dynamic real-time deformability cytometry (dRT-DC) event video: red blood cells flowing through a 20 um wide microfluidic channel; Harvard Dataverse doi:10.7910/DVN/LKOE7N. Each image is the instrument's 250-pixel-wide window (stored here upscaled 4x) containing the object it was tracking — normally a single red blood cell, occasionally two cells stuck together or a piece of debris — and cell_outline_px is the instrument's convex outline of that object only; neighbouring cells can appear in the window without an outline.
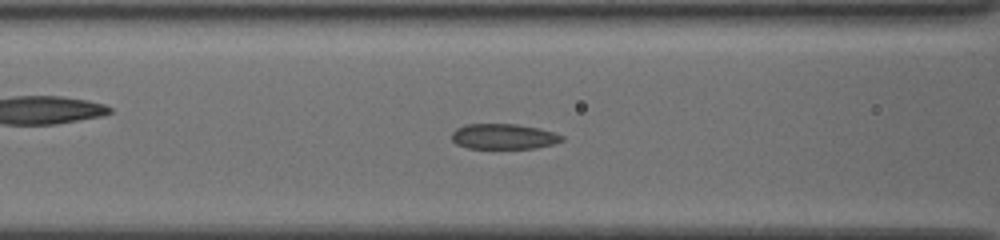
{"species": "common noctule bat (a hibernating species)", "species_latin": "Nyctalus noctula", "temperature_condition": "cold", "stored_images_in_passage": 51, "camera_frame_rate_fps": 3000, "um_per_image_px": 0.085, "animal": {"sex": "female", "body_mass_g": 19.5, "forearm_length_mm": 54.1}, "frame": {"image": 1, "passage_image": 20, "time_ms": 6.333, "image_size_px": [1000, 240], "cell_outline_px": [[564, 140], [552, 144], [536, 148], [468, 148], [456, 144], [452, 140], [452, 132], [456, 128], [464, 124], [516, 124], [540, 128], [564, 136]], "centroid_in_image_um": [42.79, 11.59], "position_along_channel_um": 123.8, "area_um2": 16.3}}
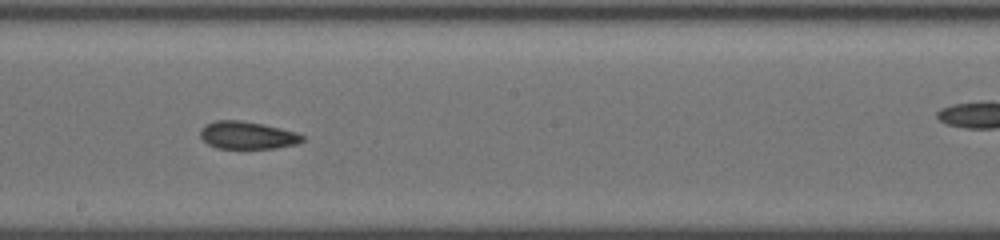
{"frame": {"image": 2, "passage_image": 28, "time_ms": 9.0, "image_size_px": [1000, 240], "cell_outline_px": [[304, 140], [296, 144], [276, 148], [216, 148], [208, 144], [200, 136], [200, 128], [204, 124], [216, 120], [240, 120], [280, 128], [296, 132], [304, 136]], "centroid_in_image_um": [20.99, 11.49], "position_along_channel_um": 227.2, "area_um2": 16.36}}
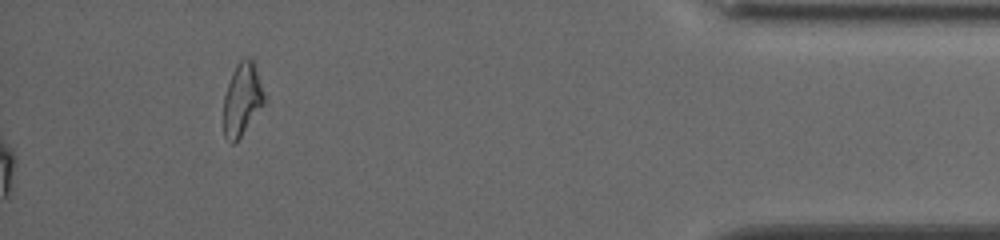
{"frame": {"image": 3, "passage_image": 51, "time_ms": 16.667, "image_size_px": [1000, 240], "cell_outline_px": [[264, 104], [240, 136], [232, 144], [224, 136], [224, 96], [232, 72], [236, 64], [244, 56], [248, 56], [252, 60], [264, 92]], "centroid_in_image_um": [20.56, 8.41], "position_along_channel_um": 414.6, "area_um2": 16.82}, "authors_computed_cell_mechanics": {"area_um2": 16.8776, "velocity_mm_per_s": 3.8805, "shape_relaxation_time_tau1_ms": null, "shape_relaxation_time_tau2_ms": 2.5427, "deformation_change_tau1": null, "deformation_change_tau2": 0.0809}}